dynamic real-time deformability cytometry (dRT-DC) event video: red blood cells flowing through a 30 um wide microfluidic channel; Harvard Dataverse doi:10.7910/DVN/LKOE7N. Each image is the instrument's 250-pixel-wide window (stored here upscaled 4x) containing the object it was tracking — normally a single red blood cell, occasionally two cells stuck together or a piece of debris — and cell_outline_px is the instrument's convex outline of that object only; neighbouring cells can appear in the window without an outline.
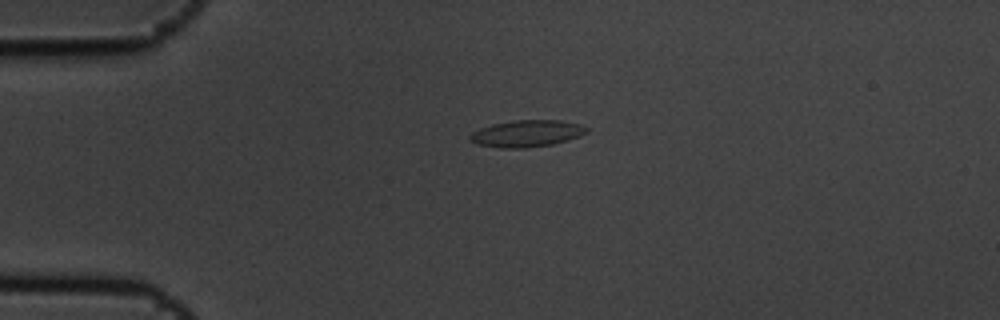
{"species": "common noctule bat (a hibernating species)", "species_latin": "Nyctalus noctula", "temperature_condition": "cold", "stored_images_in_passage": 3, "camera_frame_rate_fps": 3000, "um_per_image_px": 0.085, "animal": {"sex": "male", "body_mass_g": 19.5, "forearm_length_mm": 54.6}, "frame": {"image": 1, "passage_image": 1, "time_ms": 0.0, "image_size_px": [1000, 320], "cell_outline_px": [[588, 132], [580, 136], [568, 140], [552, 144], [524, 148], [500, 148], [476, 144], [468, 136], [472, 132], [480, 128], [492, 124], [512, 120], [560, 120], [580, 124], [588, 128]], "centroid_in_image_um": [44.78, 11.34], "position_along_channel_um": 40.2, "area_um2": 18.26}}
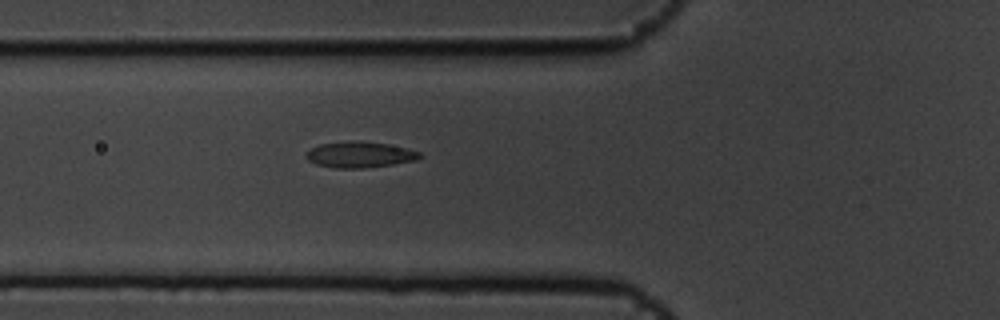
{"frame": {"image": 2, "passage_image": 3, "time_ms": 0.667, "image_size_px": [1000, 320], "cell_outline_px": [[424, 156], [416, 160], [392, 164], [364, 168], [336, 168], [316, 164], [308, 160], [304, 156], [304, 152], [320, 144], [360, 140], [388, 144], [408, 148], [420, 152]], "centroid_in_image_um": [30.58, 13.14], "position_along_channel_um": 95.2, "area_um2": 17.28}}